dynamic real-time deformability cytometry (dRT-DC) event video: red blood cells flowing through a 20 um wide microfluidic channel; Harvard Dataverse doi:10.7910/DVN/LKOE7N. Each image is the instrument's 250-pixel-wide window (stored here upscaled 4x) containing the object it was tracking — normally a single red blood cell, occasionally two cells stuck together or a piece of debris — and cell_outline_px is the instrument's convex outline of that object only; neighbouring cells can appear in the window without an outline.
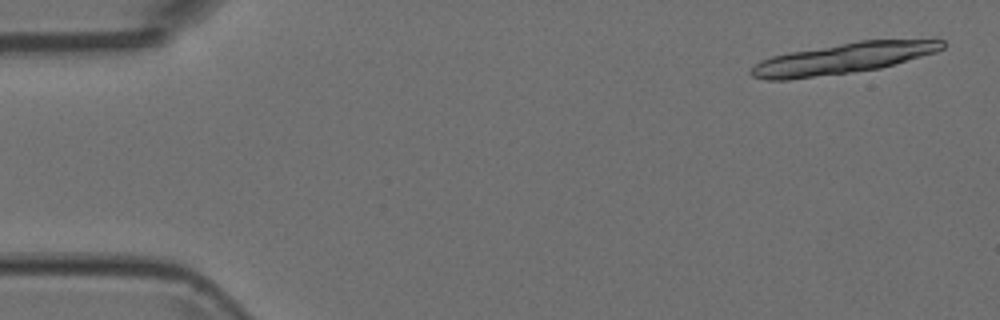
{"species": "Egyptian fruit bat (a non-hibernating species)", "species_latin": "Rousettus aegyptiacus", "temperature_condition": "room temperature", "stored_images_in_passage": 6, "camera_frame_rate_fps": 3000, "um_per_image_px": 0.085, "animal": {"sex": "female"}, "frame": {"image": 1, "passage_image": 1, "time_ms": 0.0, "image_size_px": [1000, 320], "cell_outline_px": [[944, 48], [936, 52], [880, 68], [788, 80], [768, 80], [752, 76], [748, 72], [760, 60], [772, 56], [788, 52], [860, 40], [944, 40]], "centroid_in_image_um": [71.6, 4.97], "position_along_channel_um": 13.4, "area_um2": 33.87}}
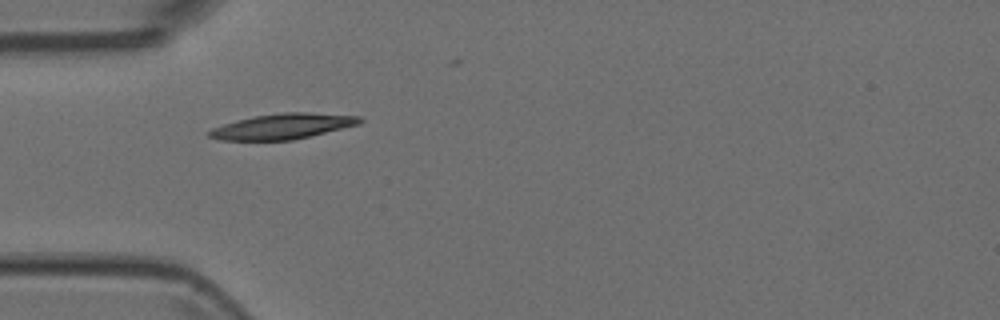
{"frame": {"image": 2, "passage_image": 5, "time_ms": 1.333, "image_size_px": [1000, 320], "cell_outline_px": [[364, 120], [360, 124], [292, 140], [220, 140], [208, 136], [208, 132], [212, 128], [236, 120], [256, 116], [284, 112], [312, 112], [360, 116]], "centroid_in_image_um": [24.06, 10.73], "position_along_channel_um": 60.9, "area_um2": 22.2}}
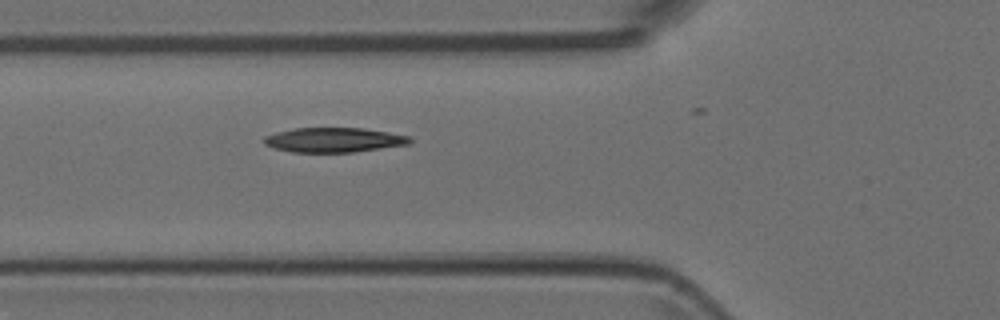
{"frame": {"image": 3, "passage_image": 6, "time_ms": 1.667, "image_size_px": [1000, 320], "cell_outline_px": [[412, 140], [408, 144], [352, 152], [292, 152], [276, 148], [264, 144], [264, 136], [276, 132], [292, 128], [364, 128], [412, 136]], "centroid_in_image_um": [28.38, 11.88], "position_along_channel_um": 97.4, "area_um2": 20.87}}